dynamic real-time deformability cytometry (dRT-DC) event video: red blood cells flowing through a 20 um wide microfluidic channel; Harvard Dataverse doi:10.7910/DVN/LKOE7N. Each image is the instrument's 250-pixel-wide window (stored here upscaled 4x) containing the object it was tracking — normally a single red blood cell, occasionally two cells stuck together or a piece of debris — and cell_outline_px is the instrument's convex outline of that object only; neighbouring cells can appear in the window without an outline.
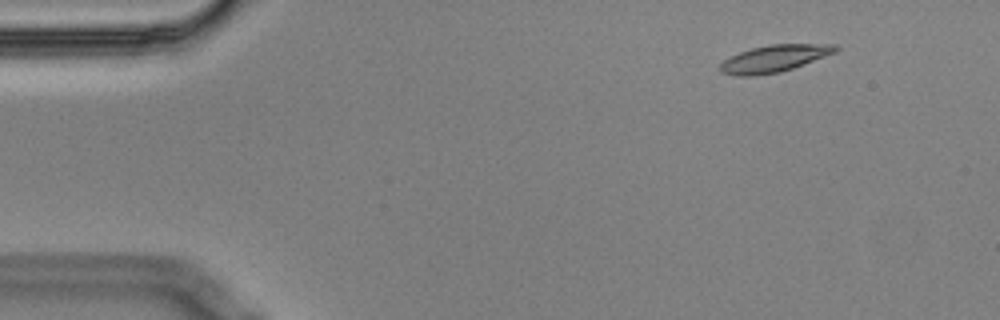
{"species": "Egyptian fruit bat (a non-hibernating species)", "species_latin": "Rousettus aegyptiacus", "temperature_condition": "cold", "stored_images_in_passage": 5, "camera_frame_rate_fps": 3000, "um_per_image_px": 0.085, "animal": {"sex": "male"}, "frame": {"image": 1, "passage_image": 2, "time_ms": 0.333, "image_size_px": [1000, 320], "cell_outline_px": [[840, 48], [836, 52], [792, 68], [780, 72], [752, 76], [736, 76], [720, 72], [716, 68], [724, 60], [740, 52], [752, 48], [768, 44], [836, 44]], "centroid_in_image_um": [65.78, 4.98], "position_along_channel_um": 19.2, "area_um2": 18.15}}
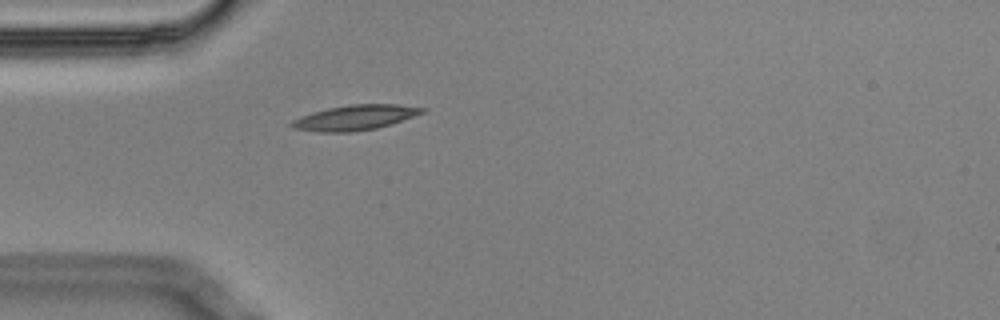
{"frame": {"image": 2, "passage_image": 5, "time_ms": 1.333, "image_size_px": [1000, 320], "cell_outline_px": [[428, 112], [392, 124], [376, 128], [352, 132], [316, 132], [292, 128], [288, 124], [292, 120], [300, 116], [312, 112], [328, 108], [352, 104], [396, 104], [428, 108]], "centroid_in_image_um": [30.21, 9.99], "position_along_channel_um": 54.8, "area_um2": 19.42}}